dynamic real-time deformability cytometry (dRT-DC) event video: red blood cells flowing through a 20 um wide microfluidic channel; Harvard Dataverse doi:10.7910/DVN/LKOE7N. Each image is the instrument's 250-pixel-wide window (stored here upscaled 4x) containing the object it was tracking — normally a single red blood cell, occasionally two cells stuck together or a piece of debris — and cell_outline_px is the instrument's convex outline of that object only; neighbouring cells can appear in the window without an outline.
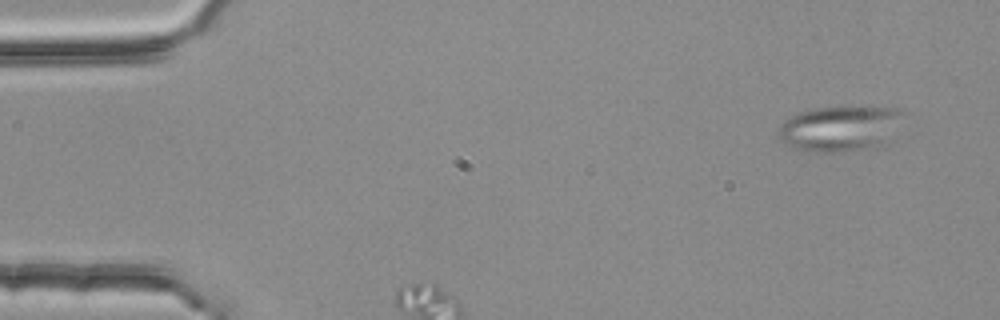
{"species": "common noctule bat (a hibernating species)", "species_latin": "Nyctalus noctula", "temperature_condition": "room temperature", "stored_images_in_passage": 3, "camera_frame_rate_fps": 3000, "um_per_image_px": 0.085, "animal": {"sex": "female", "body_mass_g": 25.1}, "frame": {"image": 1, "passage_image": 1, "time_ms": 0.0, "image_size_px": [1000, 320], "cell_outline_px": [[904, 112], [888, 148], [840, 152], [804, 152], [792, 148], [784, 144], [780, 140], [780, 124], [784, 120], [796, 112], [816, 108], [900, 108]], "centroid_in_image_um": [71.44, 10.99], "position_along_channel_um": 13.6, "area_um2": 33.93}}